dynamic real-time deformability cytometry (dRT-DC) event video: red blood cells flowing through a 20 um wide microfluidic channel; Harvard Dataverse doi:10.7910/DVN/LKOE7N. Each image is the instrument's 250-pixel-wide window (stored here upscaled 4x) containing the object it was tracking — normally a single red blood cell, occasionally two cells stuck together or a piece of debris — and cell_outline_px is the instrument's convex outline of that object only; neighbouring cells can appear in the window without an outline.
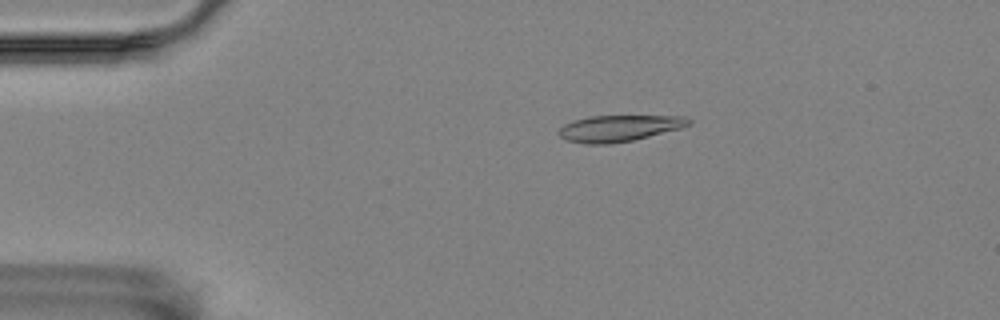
{"species": "Egyptian fruit bat (a non-hibernating species)", "species_latin": "Rousettus aegyptiacus", "temperature_condition": "room temperature", "stored_images_in_passage": 53, "camera_frame_rate_fps": 3000, "um_per_image_px": 0.085, "animal": {"sex": "female"}, "frame": {"image": 1, "passage_image": 8, "time_ms": 2.333, "image_size_px": [1000, 320], "cell_outline_px": [[692, 124], [680, 128], [632, 140], [612, 144], [584, 144], [568, 140], [560, 136], [556, 132], [564, 124], [572, 120], [588, 116], [684, 116], [692, 120]], "centroid_in_image_um": [52.59, 10.9], "position_along_channel_um": 32.4, "area_um2": 19.94}}
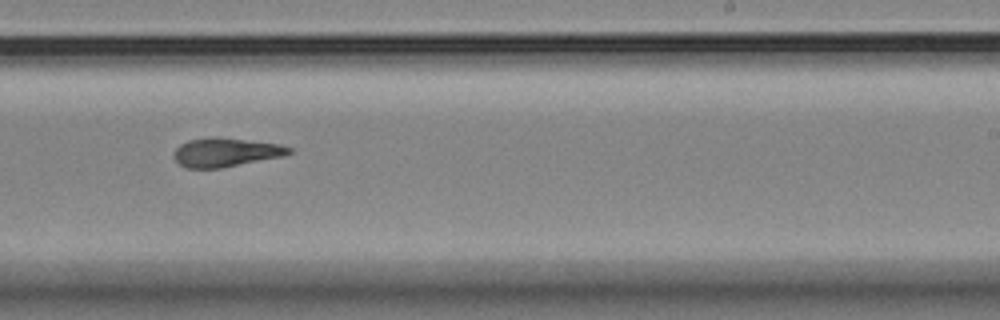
{"frame": {"image": 2, "passage_image": 32, "time_ms": 10.333, "image_size_px": [1000, 320], "cell_outline_px": [[292, 152], [280, 156], [220, 168], [184, 168], [172, 156], [176, 148], [180, 144], [188, 140], [244, 140], [280, 144], [292, 148]], "centroid_in_image_um": [19.15, 12.99], "position_along_channel_um": 269.8, "area_um2": 18.26}}
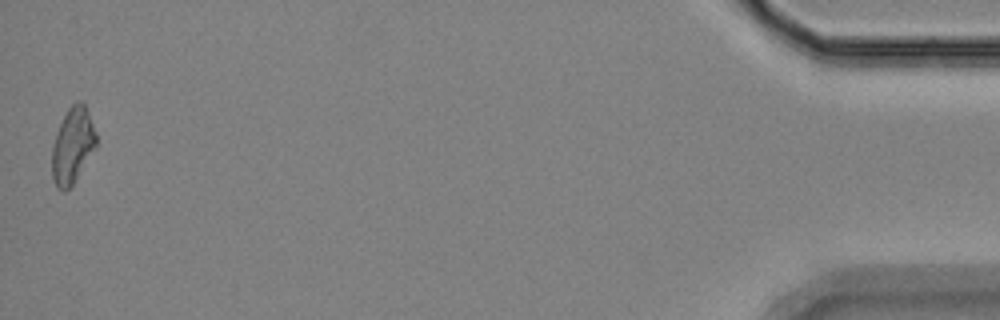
{"frame": {"image": 3, "passage_image": 53, "time_ms": 17.333, "image_size_px": [1000, 320], "cell_outline_px": [[96, 148], [72, 184], [64, 192], [56, 188], [52, 176], [52, 144], [56, 132], [68, 108], [76, 100], [80, 100], [84, 104], [96, 132]], "centroid_in_image_um": [6.15, 12.37], "position_along_channel_um": 429.0, "area_um2": 19.42}, "authors_computed_cell_mechanics": {"area_um2": 19.5942, "velocity_mm_per_s": 3.5359, "shape_relaxation_time_tau1_ms": 8.3591, "shape_relaxation_time_tau2_ms": 4.5354, "deformation_change_tau1": 0.2075, "deformation_change_tau2": 0.149}}